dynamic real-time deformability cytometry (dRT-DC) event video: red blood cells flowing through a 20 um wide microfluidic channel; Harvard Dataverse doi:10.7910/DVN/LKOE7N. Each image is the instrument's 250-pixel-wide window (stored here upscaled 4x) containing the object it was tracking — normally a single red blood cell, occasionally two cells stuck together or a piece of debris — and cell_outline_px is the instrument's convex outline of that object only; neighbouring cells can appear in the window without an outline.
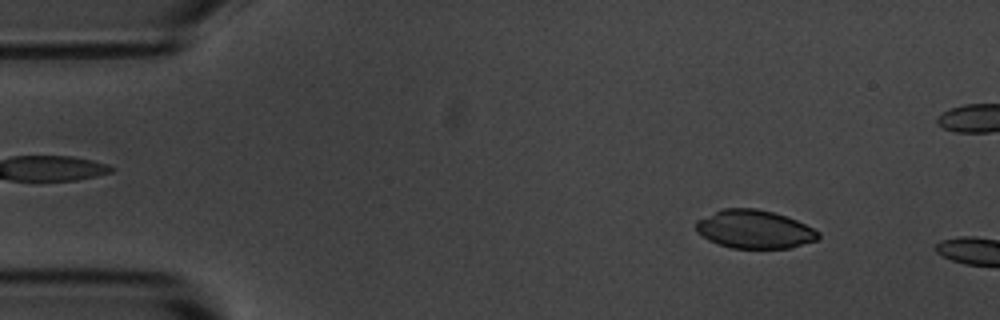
{"species": "common noctule bat (a hibernating species)", "species_latin": "Nyctalus noctula", "temperature_condition": "room temperature", "stored_images_in_passage": 3, "camera_frame_rate_fps": 3000, "um_per_image_px": 0.085, "animal": {"sex": "male", "body_mass_g": 20.1, "forearm_length_mm": 53.5}, "frame": {"image": 1, "passage_image": 1, "time_ms": 0.0, "image_size_px": [1000, 320], "cell_outline_px": [[820, 236], [816, 240], [788, 248], [732, 248], [708, 240], [696, 232], [696, 220], [720, 208], [756, 208], [772, 212], [796, 220], [820, 232]], "centroid_in_image_um": [64.08, 19.48], "position_along_channel_um": 20.9, "area_um2": 27.22}}